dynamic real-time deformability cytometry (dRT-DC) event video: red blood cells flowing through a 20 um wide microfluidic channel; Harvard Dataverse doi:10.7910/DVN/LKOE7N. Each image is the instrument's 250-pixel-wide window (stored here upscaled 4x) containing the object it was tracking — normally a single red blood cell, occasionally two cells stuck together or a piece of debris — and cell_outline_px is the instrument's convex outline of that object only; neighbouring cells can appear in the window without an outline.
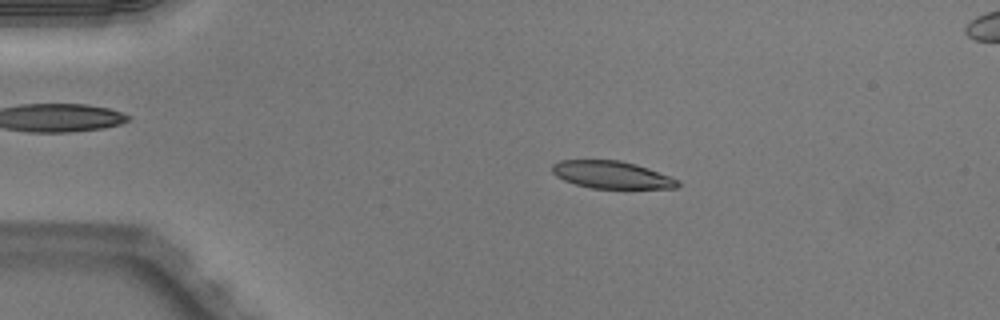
{"species": "Egyptian fruit bat (a non-hibernating species)", "species_latin": "Rousettus aegyptiacus", "temperature_condition": "warm", "stored_images_in_passage": 50, "camera_frame_rate_fps": 3000, "um_per_image_px": 0.085, "animal": {"sex": "male"}, "frame": {"image": 1, "passage_image": 10, "time_ms": 3.0, "image_size_px": [1000, 320], "cell_outline_px": [[680, 184], [676, 188], [592, 188], [576, 184], [564, 180], [556, 176], [552, 172], [552, 164], [560, 160], [620, 160], [636, 164], [648, 168], [680, 180]], "centroid_in_image_um": [51.99, 14.85], "position_along_channel_um": 33.0, "area_um2": 20.0}}
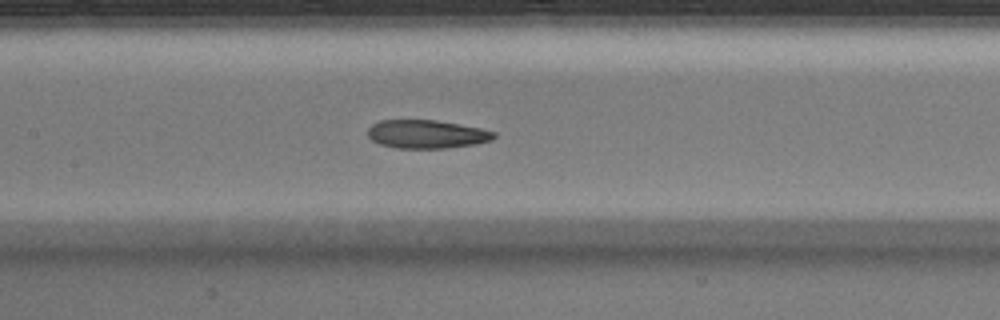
{"frame": {"image": 2, "passage_image": 24, "time_ms": 7.667, "image_size_px": [1000, 320], "cell_outline_px": [[496, 136], [492, 140], [476, 144], [448, 148], [396, 148], [380, 144], [372, 140], [368, 136], [368, 128], [372, 124], [380, 120], [436, 120], [460, 124], [480, 128], [496, 132]], "centroid_in_image_um": [36.28, 11.4], "position_along_channel_um": 171.1, "area_um2": 20.98}}
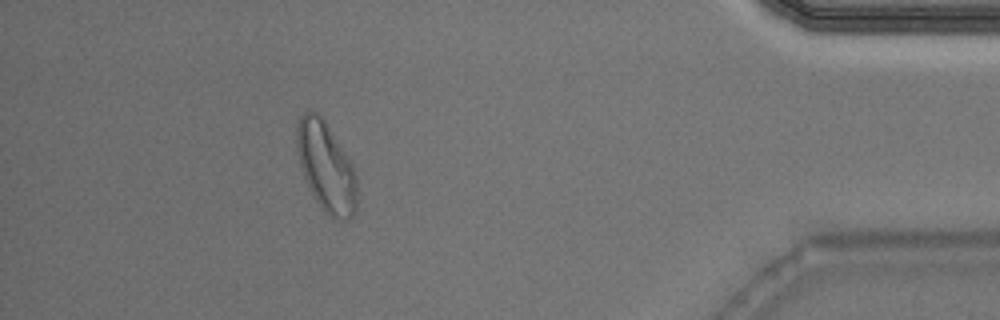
{"frame": {"image": 3, "passage_image": 45, "time_ms": 14.667, "image_size_px": [1000, 320], "cell_outline_px": [[356, 212], [348, 220], [340, 220], [324, 212], [312, 196], [304, 176], [300, 164], [296, 144], [296, 128], [300, 116], [304, 112], [316, 112], [324, 120], [352, 164], [356, 176]], "centroid_in_image_um": [27.71, 14.22], "position_along_channel_um": 407.5, "area_um2": 31.1}, "authors_computed_cell_mechanics": {"area_um2": 21.7617, "velocity_mm_per_s": 4.0464, "shape_relaxation_time_tau1_ms": null, "shape_relaxation_time_tau2_ms": 4.0963, "deformation_change_tau1": null, "deformation_change_tau2": 0.1129}}